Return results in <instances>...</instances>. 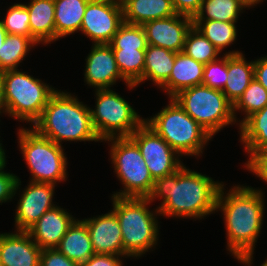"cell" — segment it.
<instances>
[{
  "mask_svg": "<svg viewBox=\"0 0 267 266\" xmlns=\"http://www.w3.org/2000/svg\"><path fill=\"white\" fill-rule=\"evenodd\" d=\"M222 182L192 171L183 165L176 172L154 180L147 199H162L159 215L202 219L215 213Z\"/></svg>",
  "mask_w": 267,
  "mask_h": 266,
  "instance_id": "obj_1",
  "label": "cell"
},
{
  "mask_svg": "<svg viewBox=\"0 0 267 266\" xmlns=\"http://www.w3.org/2000/svg\"><path fill=\"white\" fill-rule=\"evenodd\" d=\"M224 183L219 191L216 212L223 211L228 251L240 263L250 266L255 242L263 225L264 193L251 186L237 185L224 193ZM226 194V195H225Z\"/></svg>",
  "mask_w": 267,
  "mask_h": 266,
  "instance_id": "obj_2",
  "label": "cell"
},
{
  "mask_svg": "<svg viewBox=\"0 0 267 266\" xmlns=\"http://www.w3.org/2000/svg\"><path fill=\"white\" fill-rule=\"evenodd\" d=\"M32 127L58 145L62 141H101L92 125L90 107L65 91L57 90L50 97Z\"/></svg>",
  "mask_w": 267,
  "mask_h": 266,
  "instance_id": "obj_3",
  "label": "cell"
},
{
  "mask_svg": "<svg viewBox=\"0 0 267 266\" xmlns=\"http://www.w3.org/2000/svg\"><path fill=\"white\" fill-rule=\"evenodd\" d=\"M113 211L121 228L123 256L141 257L154 248L158 240V208L155 213L147 207V198H121L112 196Z\"/></svg>",
  "mask_w": 267,
  "mask_h": 266,
  "instance_id": "obj_4",
  "label": "cell"
},
{
  "mask_svg": "<svg viewBox=\"0 0 267 266\" xmlns=\"http://www.w3.org/2000/svg\"><path fill=\"white\" fill-rule=\"evenodd\" d=\"M0 85L5 113L32 125L41 117L50 97L57 91L19 69L0 73Z\"/></svg>",
  "mask_w": 267,
  "mask_h": 266,
  "instance_id": "obj_5",
  "label": "cell"
},
{
  "mask_svg": "<svg viewBox=\"0 0 267 266\" xmlns=\"http://www.w3.org/2000/svg\"><path fill=\"white\" fill-rule=\"evenodd\" d=\"M148 119V120H147ZM144 122L161 136L180 156H199L212 136L193 120L173 99Z\"/></svg>",
  "mask_w": 267,
  "mask_h": 266,
  "instance_id": "obj_6",
  "label": "cell"
},
{
  "mask_svg": "<svg viewBox=\"0 0 267 266\" xmlns=\"http://www.w3.org/2000/svg\"><path fill=\"white\" fill-rule=\"evenodd\" d=\"M18 143L32 175V182L57 184L66 180L67 157L62 145L41 135L35 128L19 129Z\"/></svg>",
  "mask_w": 267,
  "mask_h": 266,
  "instance_id": "obj_7",
  "label": "cell"
},
{
  "mask_svg": "<svg viewBox=\"0 0 267 266\" xmlns=\"http://www.w3.org/2000/svg\"><path fill=\"white\" fill-rule=\"evenodd\" d=\"M172 98L211 136L237 122L233 104L221 90L201 84L181 90Z\"/></svg>",
  "mask_w": 267,
  "mask_h": 266,
  "instance_id": "obj_8",
  "label": "cell"
},
{
  "mask_svg": "<svg viewBox=\"0 0 267 266\" xmlns=\"http://www.w3.org/2000/svg\"><path fill=\"white\" fill-rule=\"evenodd\" d=\"M111 142V162L123 190L112 194L121 198H147L154 185L150 171L137 144L130 137H114Z\"/></svg>",
  "mask_w": 267,
  "mask_h": 266,
  "instance_id": "obj_9",
  "label": "cell"
},
{
  "mask_svg": "<svg viewBox=\"0 0 267 266\" xmlns=\"http://www.w3.org/2000/svg\"><path fill=\"white\" fill-rule=\"evenodd\" d=\"M96 106L90 108L94 130L101 142L114 137H129L145 119L121 97L110 89L95 91Z\"/></svg>",
  "mask_w": 267,
  "mask_h": 266,
  "instance_id": "obj_10",
  "label": "cell"
},
{
  "mask_svg": "<svg viewBox=\"0 0 267 266\" xmlns=\"http://www.w3.org/2000/svg\"><path fill=\"white\" fill-rule=\"evenodd\" d=\"M129 137L139 147L154 180L170 175L183 166L180 155L145 122Z\"/></svg>",
  "mask_w": 267,
  "mask_h": 266,
  "instance_id": "obj_11",
  "label": "cell"
},
{
  "mask_svg": "<svg viewBox=\"0 0 267 266\" xmlns=\"http://www.w3.org/2000/svg\"><path fill=\"white\" fill-rule=\"evenodd\" d=\"M123 22V8L119 0H90L80 31L94 44H109Z\"/></svg>",
  "mask_w": 267,
  "mask_h": 266,
  "instance_id": "obj_12",
  "label": "cell"
},
{
  "mask_svg": "<svg viewBox=\"0 0 267 266\" xmlns=\"http://www.w3.org/2000/svg\"><path fill=\"white\" fill-rule=\"evenodd\" d=\"M29 182L17 203L14 218L16 231H27L45 212L57 206L53 204L56 184Z\"/></svg>",
  "mask_w": 267,
  "mask_h": 266,
  "instance_id": "obj_13",
  "label": "cell"
},
{
  "mask_svg": "<svg viewBox=\"0 0 267 266\" xmlns=\"http://www.w3.org/2000/svg\"><path fill=\"white\" fill-rule=\"evenodd\" d=\"M147 44L165 48L172 52H183L187 32L193 26V18L176 14L164 19L145 22Z\"/></svg>",
  "mask_w": 267,
  "mask_h": 266,
  "instance_id": "obj_14",
  "label": "cell"
},
{
  "mask_svg": "<svg viewBox=\"0 0 267 266\" xmlns=\"http://www.w3.org/2000/svg\"><path fill=\"white\" fill-rule=\"evenodd\" d=\"M84 80L91 87L97 89H110L119 79L129 88L135 85L129 84L117 67L114 52L109 44H93L85 64Z\"/></svg>",
  "mask_w": 267,
  "mask_h": 266,
  "instance_id": "obj_15",
  "label": "cell"
},
{
  "mask_svg": "<svg viewBox=\"0 0 267 266\" xmlns=\"http://www.w3.org/2000/svg\"><path fill=\"white\" fill-rule=\"evenodd\" d=\"M41 251L27 231L0 233V266H39Z\"/></svg>",
  "mask_w": 267,
  "mask_h": 266,
  "instance_id": "obj_16",
  "label": "cell"
},
{
  "mask_svg": "<svg viewBox=\"0 0 267 266\" xmlns=\"http://www.w3.org/2000/svg\"><path fill=\"white\" fill-rule=\"evenodd\" d=\"M82 220L87 226L96 254H114L123 257L120 223L113 210L97 217Z\"/></svg>",
  "mask_w": 267,
  "mask_h": 266,
  "instance_id": "obj_17",
  "label": "cell"
},
{
  "mask_svg": "<svg viewBox=\"0 0 267 266\" xmlns=\"http://www.w3.org/2000/svg\"><path fill=\"white\" fill-rule=\"evenodd\" d=\"M76 219L65 209L56 206L45 212L27 232L41 248H56Z\"/></svg>",
  "mask_w": 267,
  "mask_h": 266,
  "instance_id": "obj_18",
  "label": "cell"
},
{
  "mask_svg": "<svg viewBox=\"0 0 267 266\" xmlns=\"http://www.w3.org/2000/svg\"><path fill=\"white\" fill-rule=\"evenodd\" d=\"M204 64L178 52L167 82L161 87L170 98L181 90L202 84Z\"/></svg>",
  "mask_w": 267,
  "mask_h": 266,
  "instance_id": "obj_19",
  "label": "cell"
},
{
  "mask_svg": "<svg viewBox=\"0 0 267 266\" xmlns=\"http://www.w3.org/2000/svg\"><path fill=\"white\" fill-rule=\"evenodd\" d=\"M227 54L228 78L222 92L234 105L254 79V61H246L242 52L230 51Z\"/></svg>",
  "mask_w": 267,
  "mask_h": 266,
  "instance_id": "obj_20",
  "label": "cell"
},
{
  "mask_svg": "<svg viewBox=\"0 0 267 266\" xmlns=\"http://www.w3.org/2000/svg\"><path fill=\"white\" fill-rule=\"evenodd\" d=\"M29 11L31 37L38 43L51 44L55 41L54 0H31L25 4Z\"/></svg>",
  "mask_w": 267,
  "mask_h": 266,
  "instance_id": "obj_21",
  "label": "cell"
},
{
  "mask_svg": "<svg viewBox=\"0 0 267 266\" xmlns=\"http://www.w3.org/2000/svg\"><path fill=\"white\" fill-rule=\"evenodd\" d=\"M123 21L143 25L145 22L176 15L172 0H124Z\"/></svg>",
  "mask_w": 267,
  "mask_h": 266,
  "instance_id": "obj_22",
  "label": "cell"
},
{
  "mask_svg": "<svg viewBox=\"0 0 267 266\" xmlns=\"http://www.w3.org/2000/svg\"><path fill=\"white\" fill-rule=\"evenodd\" d=\"M68 259L83 263L95 254L87 226L83 220H75L56 247Z\"/></svg>",
  "mask_w": 267,
  "mask_h": 266,
  "instance_id": "obj_23",
  "label": "cell"
},
{
  "mask_svg": "<svg viewBox=\"0 0 267 266\" xmlns=\"http://www.w3.org/2000/svg\"><path fill=\"white\" fill-rule=\"evenodd\" d=\"M176 53L162 47L147 45L142 80H151L161 88L168 80L174 66Z\"/></svg>",
  "mask_w": 267,
  "mask_h": 266,
  "instance_id": "obj_24",
  "label": "cell"
},
{
  "mask_svg": "<svg viewBox=\"0 0 267 266\" xmlns=\"http://www.w3.org/2000/svg\"><path fill=\"white\" fill-rule=\"evenodd\" d=\"M90 0H54L55 41L80 31L87 4Z\"/></svg>",
  "mask_w": 267,
  "mask_h": 266,
  "instance_id": "obj_25",
  "label": "cell"
},
{
  "mask_svg": "<svg viewBox=\"0 0 267 266\" xmlns=\"http://www.w3.org/2000/svg\"><path fill=\"white\" fill-rule=\"evenodd\" d=\"M240 140L249 159L267 148V105L246 118L240 125Z\"/></svg>",
  "mask_w": 267,
  "mask_h": 266,
  "instance_id": "obj_26",
  "label": "cell"
},
{
  "mask_svg": "<svg viewBox=\"0 0 267 266\" xmlns=\"http://www.w3.org/2000/svg\"><path fill=\"white\" fill-rule=\"evenodd\" d=\"M34 45L38 43L32 37L7 34L0 49V73L17 70Z\"/></svg>",
  "mask_w": 267,
  "mask_h": 266,
  "instance_id": "obj_27",
  "label": "cell"
},
{
  "mask_svg": "<svg viewBox=\"0 0 267 266\" xmlns=\"http://www.w3.org/2000/svg\"><path fill=\"white\" fill-rule=\"evenodd\" d=\"M247 7L241 0H203L193 20L237 22L239 13Z\"/></svg>",
  "mask_w": 267,
  "mask_h": 266,
  "instance_id": "obj_28",
  "label": "cell"
},
{
  "mask_svg": "<svg viewBox=\"0 0 267 266\" xmlns=\"http://www.w3.org/2000/svg\"><path fill=\"white\" fill-rule=\"evenodd\" d=\"M197 28L221 53L223 49L235 42L237 38L236 22L216 20H193Z\"/></svg>",
  "mask_w": 267,
  "mask_h": 266,
  "instance_id": "obj_29",
  "label": "cell"
},
{
  "mask_svg": "<svg viewBox=\"0 0 267 266\" xmlns=\"http://www.w3.org/2000/svg\"><path fill=\"white\" fill-rule=\"evenodd\" d=\"M114 57L121 76L137 87L142 80L145 50L138 49H113Z\"/></svg>",
  "mask_w": 267,
  "mask_h": 266,
  "instance_id": "obj_30",
  "label": "cell"
},
{
  "mask_svg": "<svg viewBox=\"0 0 267 266\" xmlns=\"http://www.w3.org/2000/svg\"><path fill=\"white\" fill-rule=\"evenodd\" d=\"M183 52L204 65L217 60L220 54L215 46L194 26L187 32Z\"/></svg>",
  "mask_w": 267,
  "mask_h": 266,
  "instance_id": "obj_31",
  "label": "cell"
},
{
  "mask_svg": "<svg viewBox=\"0 0 267 266\" xmlns=\"http://www.w3.org/2000/svg\"><path fill=\"white\" fill-rule=\"evenodd\" d=\"M267 105V90L254 78L242 96L233 105V113L236 119L237 110L245 114L239 125L253 113L262 110Z\"/></svg>",
  "mask_w": 267,
  "mask_h": 266,
  "instance_id": "obj_32",
  "label": "cell"
},
{
  "mask_svg": "<svg viewBox=\"0 0 267 266\" xmlns=\"http://www.w3.org/2000/svg\"><path fill=\"white\" fill-rule=\"evenodd\" d=\"M109 45L112 49L146 50L148 44L142 25L123 22L114 34Z\"/></svg>",
  "mask_w": 267,
  "mask_h": 266,
  "instance_id": "obj_33",
  "label": "cell"
},
{
  "mask_svg": "<svg viewBox=\"0 0 267 266\" xmlns=\"http://www.w3.org/2000/svg\"><path fill=\"white\" fill-rule=\"evenodd\" d=\"M7 34L31 37L29 11L25 4L16 3L9 7L5 19H0Z\"/></svg>",
  "mask_w": 267,
  "mask_h": 266,
  "instance_id": "obj_34",
  "label": "cell"
},
{
  "mask_svg": "<svg viewBox=\"0 0 267 266\" xmlns=\"http://www.w3.org/2000/svg\"><path fill=\"white\" fill-rule=\"evenodd\" d=\"M227 54L204 65L202 84L212 89L223 90L228 78Z\"/></svg>",
  "mask_w": 267,
  "mask_h": 266,
  "instance_id": "obj_35",
  "label": "cell"
},
{
  "mask_svg": "<svg viewBox=\"0 0 267 266\" xmlns=\"http://www.w3.org/2000/svg\"><path fill=\"white\" fill-rule=\"evenodd\" d=\"M4 169L5 167L0 168V204L11 201L21 185L19 177L12 173H6Z\"/></svg>",
  "mask_w": 267,
  "mask_h": 266,
  "instance_id": "obj_36",
  "label": "cell"
},
{
  "mask_svg": "<svg viewBox=\"0 0 267 266\" xmlns=\"http://www.w3.org/2000/svg\"><path fill=\"white\" fill-rule=\"evenodd\" d=\"M39 266H79V263L68 259L56 248H45L41 251Z\"/></svg>",
  "mask_w": 267,
  "mask_h": 266,
  "instance_id": "obj_37",
  "label": "cell"
},
{
  "mask_svg": "<svg viewBox=\"0 0 267 266\" xmlns=\"http://www.w3.org/2000/svg\"><path fill=\"white\" fill-rule=\"evenodd\" d=\"M245 168L267 183V151L262 150L254 154L248 159L247 163H245Z\"/></svg>",
  "mask_w": 267,
  "mask_h": 266,
  "instance_id": "obj_38",
  "label": "cell"
},
{
  "mask_svg": "<svg viewBox=\"0 0 267 266\" xmlns=\"http://www.w3.org/2000/svg\"><path fill=\"white\" fill-rule=\"evenodd\" d=\"M120 255L114 254H94L87 261L79 266H122Z\"/></svg>",
  "mask_w": 267,
  "mask_h": 266,
  "instance_id": "obj_39",
  "label": "cell"
},
{
  "mask_svg": "<svg viewBox=\"0 0 267 266\" xmlns=\"http://www.w3.org/2000/svg\"><path fill=\"white\" fill-rule=\"evenodd\" d=\"M203 0H172L177 14L194 18L199 12Z\"/></svg>",
  "mask_w": 267,
  "mask_h": 266,
  "instance_id": "obj_40",
  "label": "cell"
},
{
  "mask_svg": "<svg viewBox=\"0 0 267 266\" xmlns=\"http://www.w3.org/2000/svg\"><path fill=\"white\" fill-rule=\"evenodd\" d=\"M254 78L267 90V56L254 61Z\"/></svg>",
  "mask_w": 267,
  "mask_h": 266,
  "instance_id": "obj_41",
  "label": "cell"
},
{
  "mask_svg": "<svg viewBox=\"0 0 267 266\" xmlns=\"http://www.w3.org/2000/svg\"><path fill=\"white\" fill-rule=\"evenodd\" d=\"M4 151L5 150L3 149L2 143H0V168L5 167L6 166V162H7Z\"/></svg>",
  "mask_w": 267,
  "mask_h": 266,
  "instance_id": "obj_42",
  "label": "cell"
},
{
  "mask_svg": "<svg viewBox=\"0 0 267 266\" xmlns=\"http://www.w3.org/2000/svg\"><path fill=\"white\" fill-rule=\"evenodd\" d=\"M6 36H7V31L5 30V28L3 27L2 22L0 21V49L2 47V44L5 41Z\"/></svg>",
  "mask_w": 267,
  "mask_h": 266,
  "instance_id": "obj_43",
  "label": "cell"
},
{
  "mask_svg": "<svg viewBox=\"0 0 267 266\" xmlns=\"http://www.w3.org/2000/svg\"><path fill=\"white\" fill-rule=\"evenodd\" d=\"M242 2H244L248 8L251 6H255V4H258L259 2L261 3L263 0H241Z\"/></svg>",
  "mask_w": 267,
  "mask_h": 266,
  "instance_id": "obj_44",
  "label": "cell"
},
{
  "mask_svg": "<svg viewBox=\"0 0 267 266\" xmlns=\"http://www.w3.org/2000/svg\"><path fill=\"white\" fill-rule=\"evenodd\" d=\"M5 113L3 101H2V94H1V85H0V114Z\"/></svg>",
  "mask_w": 267,
  "mask_h": 266,
  "instance_id": "obj_45",
  "label": "cell"
},
{
  "mask_svg": "<svg viewBox=\"0 0 267 266\" xmlns=\"http://www.w3.org/2000/svg\"><path fill=\"white\" fill-rule=\"evenodd\" d=\"M261 266H267V259L265 260V262H263V264H261Z\"/></svg>",
  "mask_w": 267,
  "mask_h": 266,
  "instance_id": "obj_46",
  "label": "cell"
}]
</instances>
